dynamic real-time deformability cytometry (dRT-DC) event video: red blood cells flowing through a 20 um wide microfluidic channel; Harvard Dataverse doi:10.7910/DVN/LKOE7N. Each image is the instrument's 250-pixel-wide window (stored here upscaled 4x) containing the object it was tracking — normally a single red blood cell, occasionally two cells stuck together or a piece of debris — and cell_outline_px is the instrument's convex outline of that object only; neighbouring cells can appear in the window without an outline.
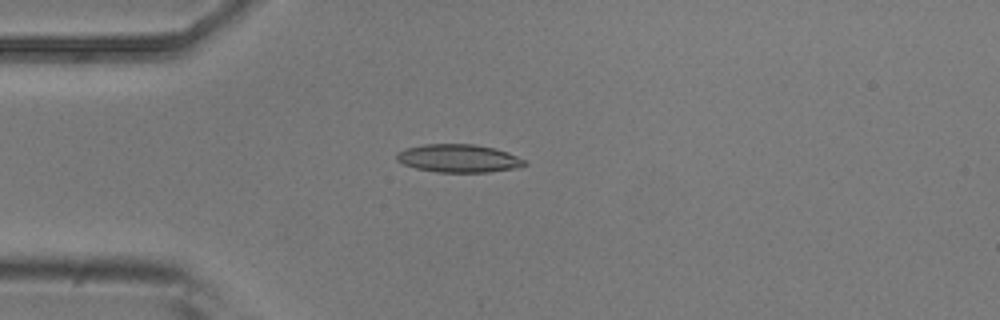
{"species": "common noctule bat (a hibernating species)", "species_latin": "Nyctalus noctula", "temperature_condition": "room temperature", "stored_images_in_passage": 32, "camera_frame_rate_fps": 3000, "um_per_image_px": 0.085, "animal": {"sex": "male", "body_mass_g": 20.5, "forearm_length_mm": 52.5}, "frame": {"image": 1, "passage_image": 13, "time_ms": 4.0, "image_size_px": [1000, 320], "cell_outline_px": [[528, 164], [520, 168], [488, 172], [436, 172], [416, 168], [404, 164], [396, 160], [396, 152], [404, 148], [424, 144], [476, 144], [496, 148], [508, 152], [524, 160]], "centroid_in_image_um": [38.99, 13.45], "position_along_channel_um": 46.0, "area_um2": 21.15}}
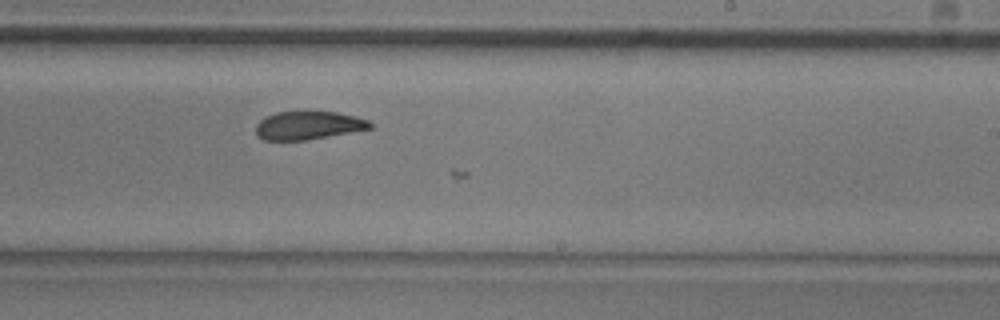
{"frame": {"image": 2, "passage_image": 31, "time_ms": 10.0, "image_size_px": [1000, 320], "cell_outline_px": [[372, 128], [308, 140], [264, 140], [256, 136], [256, 124], [260, 120], [276, 112], [336, 112], [356, 116], [368, 120], [372, 124]], "centroid_in_image_um": [26.2, 10.67], "position_along_channel_um": 262.8, "area_um2": 18.73}}